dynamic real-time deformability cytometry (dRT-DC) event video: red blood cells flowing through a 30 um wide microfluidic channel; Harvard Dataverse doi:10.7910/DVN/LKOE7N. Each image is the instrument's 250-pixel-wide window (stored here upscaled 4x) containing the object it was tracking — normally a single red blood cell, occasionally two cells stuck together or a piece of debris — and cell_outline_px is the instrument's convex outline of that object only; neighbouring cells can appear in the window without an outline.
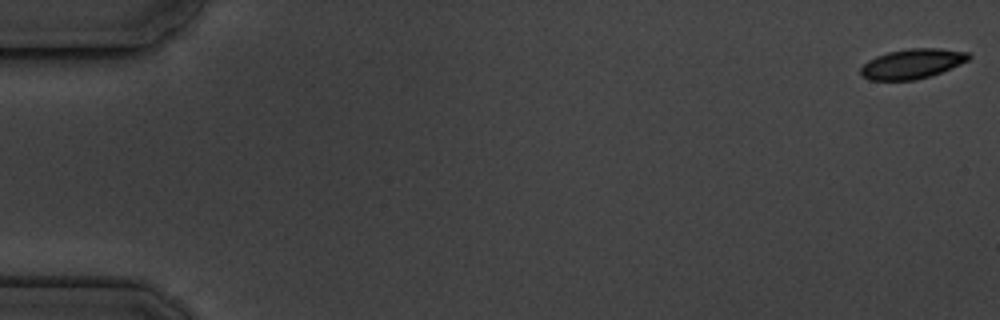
{"species": "common noctule bat (a hibernating species)", "species_latin": "Nyctalus noctula", "temperature_condition": "cold", "stored_images_in_passage": 16, "camera_frame_rate_fps": 3000, "um_per_image_px": 0.085, "animal": {"sex": "male", "body_mass_g": 19.5, "forearm_length_mm": 54.6}, "frame": {"image": 1, "passage_image": 1, "time_ms": 0.0, "image_size_px": [1000, 320], "cell_outline_px": [[972, 56], [968, 60], [960, 64], [940, 72], [916, 80], [868, 80], [860, 72], [860, 68], [868, 60], [876, 56], [888, 52], [908, 48], [940, 48], [968, 52]], "centroid_in_image_um": [77.53, 5.41], "position_along_channel_um": 7.5, "area_um2": 18.67}}
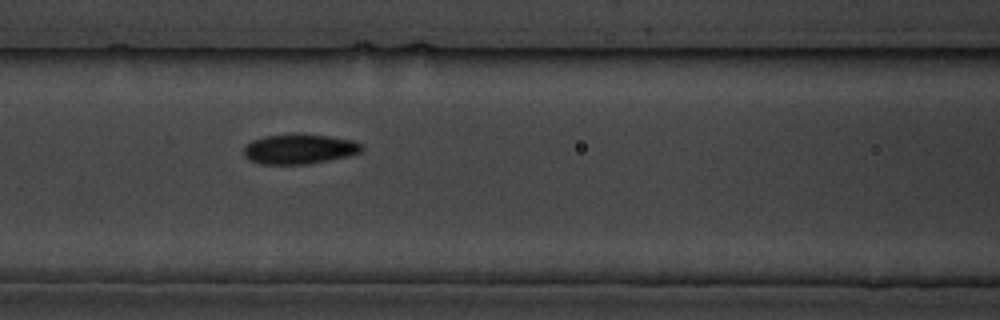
{"frame": {"image": 2, "passage_image": 8, "time_ms": 8.0, "image_size_px": [1000, 320], "cell_outline_px": [[364, 148], [360, 152], [348, 156], [308, 164], [260, 164], [248, 160], [244, 156], [244, 148], [252, 140], [264, 136], [292, 132], [300, 132], [328, 136], [352, 140], [360, 144]], "centroid_in_image_um": [25.41, 12.64], "position_along_channel_um": 141.2, "area_um2": 20.92}}
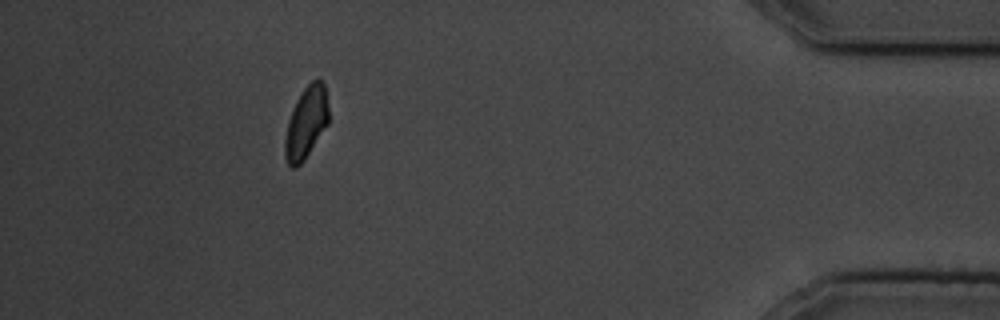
{"frame": {"image": 3, "passage_image": 15, "time_ms": 17.0, "image_size_px": [1000, 320], "cell_outline_px": [[328, 124], [304, 160], [296, 168], [292, 168], [288, 164], [284, 156], [284, 140], [288, 120], [296, 100], [304, 88], [312, 80], [320, 80], [324, 84], [328, 108]], "centroid_in_image_um": [26.0, 10.46], "position_along_channel_um": 409.2, "area_um2": 18.21}, "authors_computed_cell_mechanics": {"area_um2": 19.4497, "velocity_mm_per_s": 3.5451, "shape_relaxation_time_tau1_ms": 2.4552, "shape_relaxation_time_tau2_ms": null, "deformation_change_tau1": 0.0734, "deformation_change_tau2": null}}